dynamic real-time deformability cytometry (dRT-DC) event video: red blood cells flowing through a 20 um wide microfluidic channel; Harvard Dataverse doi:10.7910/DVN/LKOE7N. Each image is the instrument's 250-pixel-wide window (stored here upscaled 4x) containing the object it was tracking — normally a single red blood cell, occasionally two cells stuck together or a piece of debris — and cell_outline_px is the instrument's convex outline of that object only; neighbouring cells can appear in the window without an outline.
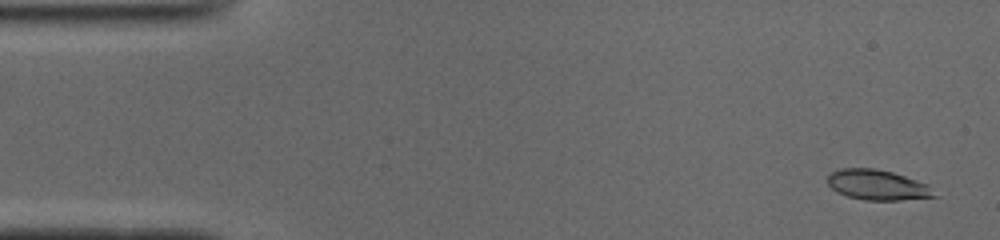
{"species": "common noctule bat (a hibernating species)", "species_latin": "Nyctalus noctula", "temperature_condition": "cold", "stored_images_in_passage": 3, "camera_frame_rate_fps": 3000, "um_per_image_px": 0.085, "animal": {"sex": "male", "body_mass_g": 19.0, "forearm_length_mm": 50.8}, "frame": {"image": 1, "passage_image": 2, "time_ms": 0.333, "image_size_px": [1000, 240], "cell_outline_px": [[936, 196], [900, 200], [864, 200], [848, 196], [836, 192], [828, 184], [828, 176], [832, 172], [840, 168], [876, 168], [892, 172], [928, 184]], "centroid_in_image_um": [74.55, 15.71], "position_along_channel_um": 10.4, "area_um2": 18.61}}